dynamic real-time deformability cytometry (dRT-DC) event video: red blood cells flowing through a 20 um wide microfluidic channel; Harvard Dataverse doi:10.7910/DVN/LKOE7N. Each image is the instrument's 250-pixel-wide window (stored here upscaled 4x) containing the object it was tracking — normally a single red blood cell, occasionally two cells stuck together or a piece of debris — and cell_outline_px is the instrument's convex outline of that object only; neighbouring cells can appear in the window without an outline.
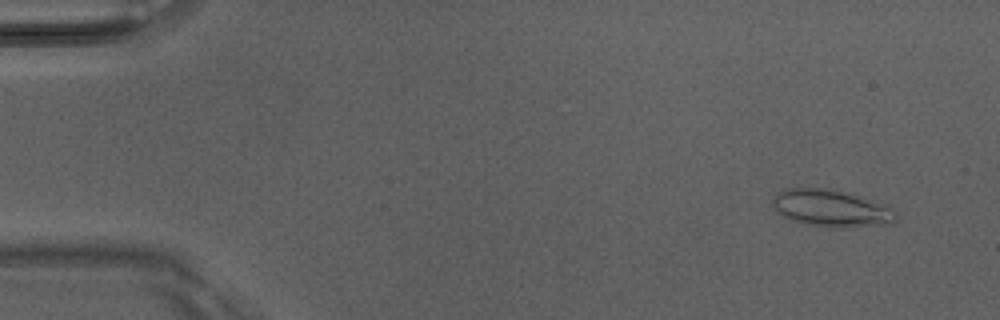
{"species": "Egyptian fruit bat (a non-hibernating species)", "species_latin": "Rousettus aegyptiacus", "temperature_condition": "room temperature", "stored_images_in_passage": 5, "camera_frame_rate_fps": 3000, "um_per_image_px": 0.085, "animal": {"sex": "male"}, "frame": {"image": 1, "passage_image": 1, "time_ms": 0.0, "image_size_px": [1000, 320], "cell_outline_px": [[896, 220], [892, 224], [848, 228], [836, 228], [804, 224], [792, 220], [776, 212], [772, 204], [772, 196], [784, 188], [824, 188], [848, 192], [860, 196], [892, 208], [896, 212]], "centroid_in_image_um": [70.64, 17.71], "position_along_channel_um": 14.4, "area_um2": 26.99}}